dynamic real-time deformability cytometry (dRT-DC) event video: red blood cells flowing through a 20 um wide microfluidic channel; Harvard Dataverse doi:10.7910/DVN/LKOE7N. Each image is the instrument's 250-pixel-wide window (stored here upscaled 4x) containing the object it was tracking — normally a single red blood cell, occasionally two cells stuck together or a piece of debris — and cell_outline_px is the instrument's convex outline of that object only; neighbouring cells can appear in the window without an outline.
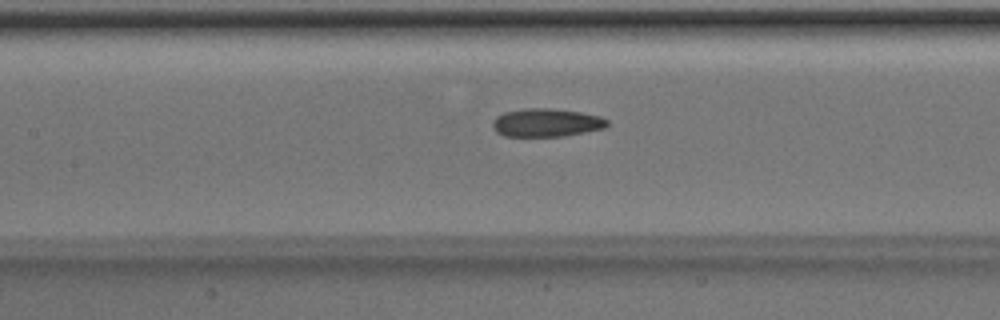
{"species": "Egyptian fruit bat (a non-hibernating species)", "species_latin": "Rousettus aegyptiacus", "temperature_condition": "room temperature", "stored_images_in_passage": 35, "camera_frame_rate_fps": 3000, "um_per_image_px": 0.085, "animal": {"sex": "male"}, "frame": {"image": 1, "passage_image": 8, "time_ms": 2.333, "image_size_px": [1000, 320], "cell_outline_px": [[608, 124], [604, 128], [564, 136], [504, 136], [496, 132], [492, 124], [492, 120], [496, 116], [504, 112], [524, 108], [552, 108], [580, 112], [600, 116], [608, 120]], "centroid_in_image_um": [46.41, 10.42], "position_along_channel_um": 161.0, "area_um2": 18.9}}
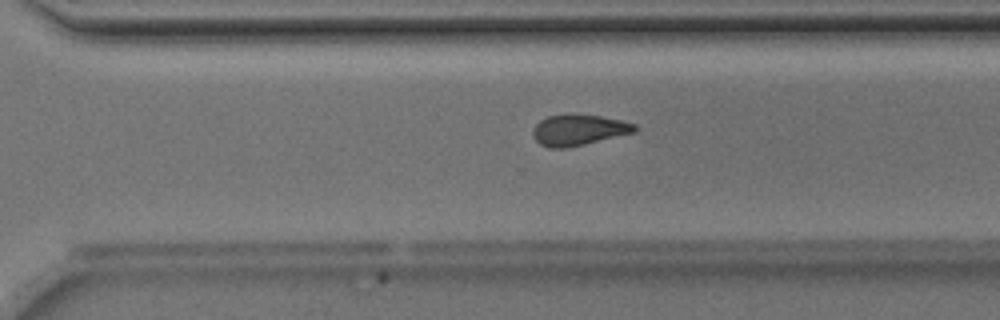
{"frame": {"image": 2, "passage_image": 20, "time_ms": 6.333, "image_size_px": [1000, 320], "cell_outline_px": [[636, 132], [584, 144], [564, 148], [548, 148], [540, 144], [532, 136], [532, 128], [540, 120], [548, 116], [600, 116], [620, 120], [636, 124]], "centroid_in_image_um": [49.16, 11.08], "position_along_channel_um": 321.4, "area_um2": 17.86}}
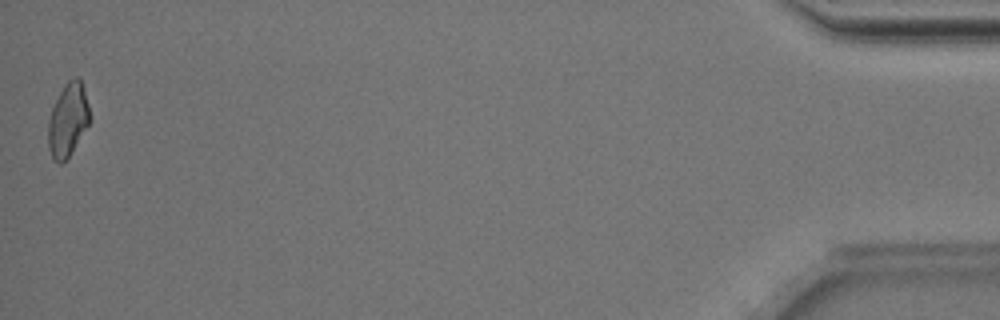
{"frame": {"image": 3, "passage_image": 35, "time_ms": 11.333, "image_size_px": [1000, 320], "cell_outline_px": [[92, 120], [68, 156], [60, 164], [52, 156], [48, 148], [48, 120], [52, 108], [60, 92], [68, 80], [76, 76], [80, 80], [92, 116]], "centroid_in_image_um": [5.78, 10.18], "position_along_channel_um": 429.4, "area_um2": 17.51}, "authors_computed_cell_mechanics": {"area_um2": 18.5538, "velocity_mm_per_s": 4.0396, "shape_relaxation_time_tau1_ms": 8.4559, "shape_relaxation_time_tau2_ms": 4.1736, "deformation_change_tau1": 0.1479, "deformation_change_tau2": 0.1055}}